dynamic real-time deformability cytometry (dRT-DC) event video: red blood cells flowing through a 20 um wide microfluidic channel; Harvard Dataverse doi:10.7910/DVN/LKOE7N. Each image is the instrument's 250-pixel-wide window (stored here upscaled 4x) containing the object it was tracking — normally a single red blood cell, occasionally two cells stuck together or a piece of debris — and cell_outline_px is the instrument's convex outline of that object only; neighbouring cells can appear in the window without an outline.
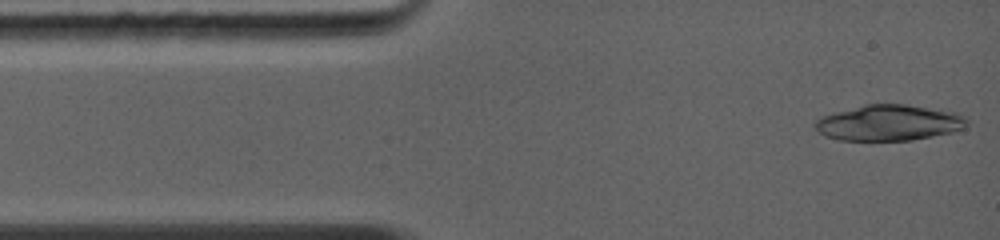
{"species": "common noctule bat (a hibernating species)", "species_latin": "Nyctalus noctula", "temperature_condition": "warm", "stored_images_in_passage": 3, "camera_frame_rate_fps": 5000, "um_per_image_px": 0.085, "animal": {"sex": "female", "body_mass_g": 19.0, "forearm_length_mm": 56.7}, "frame": {"image": 1, "passage_image": 1, "time_ms": 0.0, "image_size_px": [1000, 240], "cell_outline_px": [[968, 124], [964, 128], [952, 132], [912, 140], [840, 140], [824, 136], [812, 124], [820, 116], [864, 104], [904, 104], [956, 112], [964, 116], [968, 120]], "centroid_in_image_um": [75.55, 10.43], "position_along_channel_um": 9.5, "area_um2": 31.73}}